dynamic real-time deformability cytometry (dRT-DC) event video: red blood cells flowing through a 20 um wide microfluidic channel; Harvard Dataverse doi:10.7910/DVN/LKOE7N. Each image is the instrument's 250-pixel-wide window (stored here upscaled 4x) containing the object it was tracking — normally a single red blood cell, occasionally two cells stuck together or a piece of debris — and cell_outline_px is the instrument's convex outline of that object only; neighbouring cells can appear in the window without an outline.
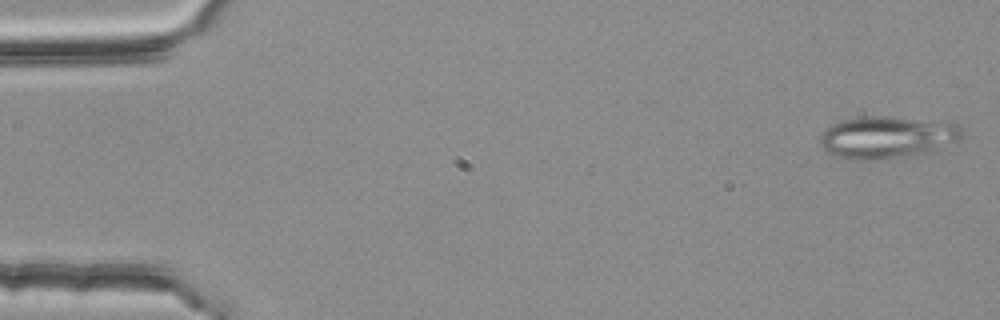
{"species": "common noctule bat (a hibernating species)", "species_latin": "Nyctalus noctula", "temperature_condition": "room temperature", "stored_images_in_passage": 54, "segment_of_instrument_passage": [1, 2], "camera_frame_rate_fps": 3000, "um_per_image_px": 0.085, "animal": {"sex": "female", "body_mass_g": 25.1}, "frame": {"image": 1, "passage_image": 1, "time_ms": 0.0, "image_size_px": [1000, 320], "cell_outline_px": [[964, 136], [960, 140], [924, 156], [880, 160], [848, 160], [836, 156], [828, 152], [824, 148], [820, 140], [820, 136], [832, 124], [844, 120], [860, 116], [892, 116], [960, 124], [964, 132]], "centroid_in_image_um": [75.5, 11.7], "position_along_channel_um": 9.5, "area_um2": 35.84}}